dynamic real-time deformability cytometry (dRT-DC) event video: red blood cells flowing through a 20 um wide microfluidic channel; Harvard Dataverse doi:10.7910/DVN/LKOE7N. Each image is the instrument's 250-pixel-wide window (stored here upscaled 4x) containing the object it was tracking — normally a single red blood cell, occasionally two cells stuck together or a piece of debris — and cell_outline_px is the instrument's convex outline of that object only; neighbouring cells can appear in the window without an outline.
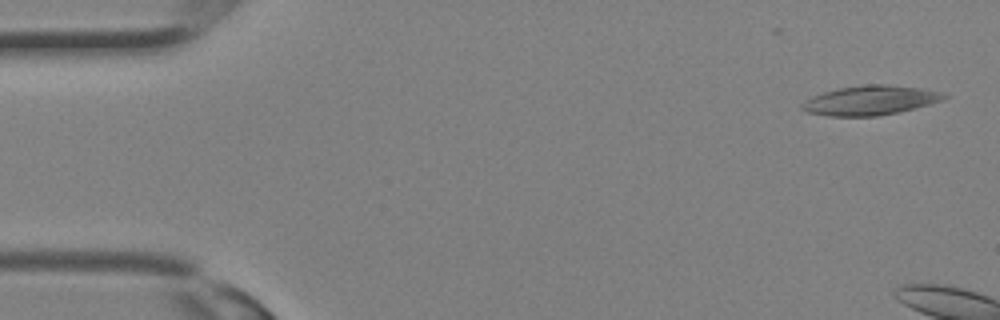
{"species": "Egyptian fruit bat (a non-hibernating species)", "species_latin": "Rousettus aegyptiacus", "temperature_condition": "room temperature", "stored_images_in_passage": 4, "camera_frame_rate_fps": 3000, "um_per_image_px": 0.085, "animal": {"sex": "female"}, "frame": {"image": 1, "passage_image": 1, "time_ms": 0.0, "image_size_px": [1000, 320], "cell_outline_px": [[948, 96], [944, 100], [916, 108], [900, 112], [876, 116], [828, 116], [808, 112], [800, 108], [800, 104], [804, 100], [812, 96], [824, 92], [840, 88], [868, 84], [888, 84], [924, 88], [944, 92]], "centroid_in_image_um": [74.01, 8.52], "position_along_channel_um": 11.0, "area_um2": 24.62}}